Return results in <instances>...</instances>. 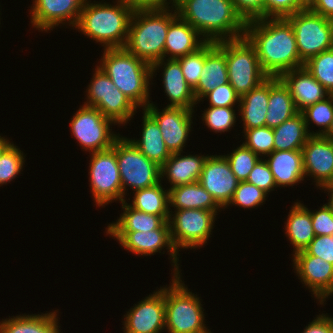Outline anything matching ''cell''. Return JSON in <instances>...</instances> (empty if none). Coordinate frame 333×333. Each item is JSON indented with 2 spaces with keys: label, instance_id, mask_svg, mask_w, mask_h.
Returning a JSON list of instances; mask_svg holds the SVG:
<instances>
[{
  "label": "cell",
  "instance_id": "cell-12",
  "mask_svg": "<svg viewBox=\"0 0 333 333\" xmlns=\"http://www.w3.org/2000/svg\"><path fill=\"white\" fill-rule=\"evenodd\" d=\"M115 123L106 118L98 109L82 105L71 118L72 135L86 151L97 152L112 148L119 137L110 130Z\"/></svg>",
  "mask_w": 333,
  "mask_h": 333
},
{
  "label": "cell",
  "instance_id": "cell-24",
  "mask_svg": "<svg viewBox=\"0 0 333 333\" xmlns=\"http://www.w3.org/2000/svg\"><path fill=\"white\" fill-rule=\"evenodd\" d=\"M199 35L200 33L195 28L177 16L169 24L164 46V58L170 54L169 59H178L197 51L207 42Z\"/></svg>",
  "mask_w": 333,
  "mask_h": 333
},
{
  "label": "cell",
  "instance_id": "cell-34",
  "mask_svg": "<svg viewBox=\"0 0 333 333\" xmlns=\"http://www.w3.org/2000/svg\"><path fill=\"white\" fill-rule=\"evenodd\" d=\"M133 203L128 204L130 207L145 212L161 216L165 221H169V190L162 187L161 183H157L151 187L135 191Z\"/></svg>",
  "mask_w": 333,
  "mask_h": 333
},
{
  "label": "cell",
  "instance_id": "cell-29",
  "mask_svg": "<svg viewBox=\"0 0 333 333\" xmlns=\"http://www.w3.org/2000/svg\"><path fill=\"white\" fill-rule=\"evenodd\" d=\"M169 206L182 209H202L218 213L221 208L212 195L197 181L190 184L169 188Z\"/></svg>",
  "mask_w": 333,
  "mask_h": 333
},
{
  "label": "cell",
  "instance_id": "cell-6",
  "mask_svg": "<svg viewBox=\"0 0 333 333\" xmlns=\"http://www.w3.org/2000/svg\"><path fill=\"white\" fill-rule=\"evenodd\" d=\"M179 276H173L165 287V329L169 333H212L204 324L200 298L185 287Z\"/></svg>",
  "mask_w": 333,
  "mask_h": 333
},
{
  "label": "cell",
  "instance_id": "cell-3",
  "mask_svg": "<svg viewBox=\"0 0 333 333\" xmlns=\"http://www.w3.org/2000/svg\"><path fill=\"white\" fill-rule=\"evenodd\" d=\"M116 3L96 4L86 0L75 28L105 49L124 48L134 10L125 0Z\"/></svg>",
  "mask_w": 333,
  "mask_h": 333
},
{
  "label": "cell",
  "instance_id": "cell-5",
  "mask_svg": "<svg viewBox=\"0 0 333 333\" xmlns=\"http://www.w3.org/2000/svg\"><path fill=\"white\" fill-rule=\"evenodd\" d=\"M170 11L169 9L134 11L124 48L150 65L164 59L169 24L178 16L176 9L174 12Z\"/></svg>",
  "mask_w": 333,
  "mask_h": 333
},
{
  "label": "cell",
  "instance_id": "cell-18",
  "mask_svg": "<svg viewBox=\"0 0 333 333\" xmlns=\"http://www.w3.org/2000/svg\"><path fill=\"white\" fill-rule=\"evenodd\" d=\"M295 270L301 282L311 289L320 304L333 294V264L320 257L309 255L305 250L293 255Z\"/></svg>",
  "mask_w": 333,
  "mask_h": 333
},
{
  "label": "cell",
  "instance_id": "cell-22",
  "mask_svg": "<svg viewBox=\"0 0 333 333\" xmlns=\"http://www.w3.org/2000/svg\"><path fill=\"white\" fill-rule=\"evenodd\" d=\"M279 78L288 87L298 112L330 95L304 66L285 72Z\"/></svg>",
  "mask_w": 333,
  "mask_h": 333
},
{
  "label": "cell",
  "instance_id": "cell-55",
  "mask_svg": "<svg viewBox=\"0 0 333 333\" xmlns=\"http://www.w3.org/2000/svg\"><path fill=\"white\" fill-rule=\"evenodd\" d=\"M323 136L333 141V119L331 121L330 127Z\"/></svg>",
  "mask_w": 333,
  "mask_h": 333
},
{
  "label": "cell",
  "instance_id": "cell-16",
  "mask_svg": "<svg viewBox=\"0 0 333 333\" xmlns=\"http://www.w3.org/2000/svg\"><path fill=\"white\" fill-rule=\"evenodd\" d=\"M125 333H159L165 329V287L153 292L124 315Z\"/></svg>",
  "mask_w": 333,
  "mask_h": 333
},
{
  "label": "cell",
  "instance_id": "cell-33",
  "mask_svg": "<svg viewBox=\"0 0 333 333\" xmlns=\"http://www.w3.org/2000/svg\"><path fill=\"white\" fill-rule=\"evenodd\" d=\"M274 151L302 150L310 134L301 112L273 129Z\"/></svg>",
  "mask_w": 333,
  "mask_h": 333
},
{
  "label": "cell",
  "instance_id": "cell-50",
  "mask_svg": "<svg viewBox=\"0 0 333 333\" xmlns=\"http://www.w3.org/2000/svg\"><path fill=\"white\" fill-rule=\"evenodd\" d=\"M134 11L137 10H168L170 6L168 4H173L171 7L176 8L177 0H125Z\"/></svg>",
  "mask_w": 333,
  "mask_h": 333
},
{
  "label": "cell",
  "instance_id": "cell-30",
  "mask_svg": "<svg viewBox=\"0 0 333 333\" xmlns=\"http://www.w3.org/2000/svg\"><path fill=\"white\" fill-rule=\"evenodd\" d=\"M143 111L142 137L140 140H130L143 155L161 167L171 153L166 147L157 122L145 110Z\"/></svg>",
  "mask_w": 333,
  "mask_h": 333
},
{
  "label": "cell",
  "instance_id": "cell-1",
  "mask_svg": "<svg viewBox=\"0 0 333 333\" xmlns=\"http://www.w3.org/2000/svg\"><path fill=\"white\" fill-rule=\"evenodd\" d=\"M245 36L254 45L264 73L280 77L303 67L291 23L286 18H258L246 22Z\"/></svg>",
  "mask_w": 333,
  "mask_h": 333
},
{
  "label": "cell",
  "instance_id": "cell-10",
  "mask_svg": "<svg viewBox=\"0 0 333 333\" xmlns=\"http://www.w3.org/2000/svg\"><path fill=\"white\" fill-rule=\"evenodd\" d=\"M92 77L87 89L88 100L83 105L98 109L115 124H127L135 115L137 107L113 84L99 66Z\"/></svg>",
  "mask_w": 333,
  "mask_h": 333
},
{
  "label": "cell",
  "instance_id": "cell-27",
  "mask_svg": "<svg viewBox=\"0 0 333 333\" xmlns=\"http://www.w3.org/2000/svg\"><path fill=\"white\" fill-rule=\"evenodd\" d=\"M269 94L270 77L240 97L238 106L244 131L265 126Z\"/></svg>",
  "mask_w": 333,
  "mask_h": 333
},
{
  "label": "cell",
  "instance_id": "cell-37",
  "mask_svg": "<svg viewBox=\"0 0 333 333\" xmlns=\"http://www.w3.org/2000/svg\"><path fill=\"white\" fill-rule=\"evenodd\" d=\"M301 113L304 117L308 133L310 132V130H308V125H310V121H312L316 126H322V130H319L317 133L310 132L309 134L323 136L330 127L333 119V94H330L324 100L308 106L302 110Z\"/></svg>",
  "mask_w": 333,
  "mask_h": 333
},
{
  "label": "cell",
  "instance_id": "cell-32",
  "mask_svg": "<svg viewBox=\"0 0 333 333\" xmlns=\"http://www.w3.org/2000/svg\"><path fill=\"white\" fill-rule=\"evenodd\" d=\"M56 313L9 317L0 322V333H60Z\"/></svg>",
  "mask_w": 333,
  "mask_h": 333
},
{
  "label": "cell",
  "instance_id": "cell-38",
  "mask_svg": "<svg viewBox=\"0 0 333 333\" xmlns=\"http://www.w3.org/2000/svg\"><path fill=\"white\" fill-rule=\"evenodd\" d=\"M223 156L228 160L232 172L240 182L247 180L249 173L261 159L243 144L234 149L231 154Z\"/></svg>",
  "mask_w": 333,
  "mask_h": 333
},
{
  "label": "cell",
  "instance_id": "cell-35",
  "mask_svg": "<svg viewBox=\"0 0 333 333\" xmlns=\"http://www.w3.org/2000/svg\"><path fill=\"white\" fill-rule=\"evenodd\" d=\"M123 214L115 222L109 224L106 231H150L158 229L165 220L161 216L138 211L128 205L126 200L121 202Z\"/></svg>",
  "mask_w": 333,
  "mask_h": 333
},
{
  "label": "cell",
  "instance_id": "cell-26",
  "mask_svg": "<svg viewBox=\"0 0 333 333\" xmlns=\"http://www.w3.org/2000/svg\"><path fill=\"white\" fill-rule=\"evenodd\" d=\"M208 156H181V152L171 154L160 167L161 179L166 176L170 188L199 181L203 164Z\"/></svg>",
  "mask_w": 333,
  "mask_h": 333
},
{
  "label": "cell",
  "instance_id": "cell-41",
  "mask_svg": "<svg viewBox=\"0 0 333 333\" xmlns=\"http://www.w3.org/2000/svg\"><path fill=\"white\" fill-rule=\"evenodd\" d=\"M233 107H213L209 106L202 114V120L207 127L216 133L229 131L236 122V114Z\"/></svg>",
  "mask_w": 333,
  "mask_h": 333
},
{
  "label": "cell",
  "instance_id": "cell-2",
  "mask_svg": "<svg viewBox=\"0 0 333 333\" xmlns=\"http://www.w3.org/2000/svg\"><path fill=\"white\" fill-rule=\"evenodd\" d=\"M175 9L207 42L245 36L246 21L232 0H177Z\"/></svg>",
  "mask_w": 333,
  "mask_h": 333
},
{
  "label": "cell",
  "instance_id": "cell-47",
  "mask_svg": "<svg viewBox=\"0 0 333 333\" xmlns=\"http://www.w3.org/2000/svg\"><path fill=\"white\" fill-rule=\"evenodd\" d=\"M310 213L315 236H331L333 234V211L331 208L324 204L316 212L310 211Z\"/></svg>",
  "mask_w": 333,
  "mask_h": 333
},
{
  "label": "cell",
  "instance_id": "cell-7",
  "mask_svg": "<svg viewBox=\"0 0 333 333\" xmlns=\"http://www.w3.org/2000/svg\"><path fill=\"white\" fill-rule=\"evenodd\" d=\"M225 57L228 81L240 97L268 78L254 45L246 36L225 40Z\"/></svg>",
  "mask_w": 333,
  "mask_h": 333
},
{
  "label": "cell",
  "instance_id": "cell-23",
  "mask_svg": "<svg viewBox=\"0 0 333 333\" xmlns=\"http://www.w3.org/2000/svg\"><path fill=\"white\" fill-rule=\"evenodd\" d=\"M166 59L157 61L151 65L152 78L153 74L162 65L163 70V86L166 96L169 97L170 104L166 107L185 108L194 110V105L197 104L193 90L187 84L183 75L181 66L176 59ZM164 63V64H163ZM154 72V73H153Z\"/></svg>",
  "mask_w": 333,
  "mask_h": 333
},
{
  "label": "cell",
  "instance_id": "cell-54",
  "mask_svg": "<svg viewBox=\"0 0 333 333\" xmlns=\"http://www.w3.org/2000/svg\"><path fill=\"white\" fill-rule=\"evenodd\" d=\"M9 140L3 138L0 136V154L3 152V150L10 144Z\"/></svg>",
  "mask_w": 333,
  "mask_h": 333
},
{
  "label": "cell",
  "instance_id": "cell-8",
  "mask_svg": "<svg viewBox=\"0 0 333 333\" xmlns=\"http://www.w3.org/2000/svg\"><path fill=\"white\" fill-rule=\"evenodd\" d=\"M112 148L116 151L122 202L127 186L137 191L161 182L160 166L143 155L130 139L119 136Z\"/></svg>",
  "mask_w": 333,
  "mask_h": 333
},
{
  "label": "cell",
  "instance_id": "cell-36",
  "mask_svg": "<svg viewBox=\"0 0 333 333\" xmlns=\"http://www.w3.org/2000/svg\"><path fill=\"white\" fill-rule=\"evenodd\" d=\"M303 66L329 94H333V48L311 57Z\"/></svg>",
  "mask_w": 333,
  "mask_h": 333
},
{
  "label": "cell",
  "instance_id": "cell-11",
  "mask_svg": "<svg viewBox=\"0 0 333 333\" xmlns=\"http://www.w3.org/2000/svg\"><path fill=\"white\" fill-rule=\"evenodd\" d=\"M170 213V237L174 248H197L209 240L216 213L202 209H182ZM173 216V217H172ZM172 220V221H171Z\"/></svg>",
  "mask_w": 333,
  "mask_h": 333
},
{
  "label": "cell",
  "instance_id": "cell-25",
  "mask_svg": "<svg viewBox=\"0 0 333 333\" xmlns=\"http://www.w3.org/2000/svg\"><path fill=\"white\" fill-rule=\"evenodd\" d=\"M267 157L277 187L294 186L304 180L302 150L273 151Z\"/></svg>",
  "mask_w": 333,
  "mask_h": 333
},
{
  "label": "cell",
  "instance_id": "cell-39",
  "mask_svg": "<svg viewBox=\"0 0 333 333\" xmlns=\"http://www.w3.org/2000/svg\"><path fill=\"white\" fill-rule=\"evenodd\" d=\"M23 152L10 143L0 154V186L7 184L20 173L24 164Z\"/></svg>",
  "mask_w": 333,
  "mask_h": 333
},
{
  "label": "cell",
  "instance_id": "cell-13",
  "mask_svg": "<svg viewBox=\"0 0 333 333\" xmlns=\"http://www.w3.org/2000/svg\"><path fill=\"white\" fill-rule=\"evenodd\" d=\"M89 180L92 196L100 207L119 199L122 202V184L113 148L91 152Z\"/></svg>",
  "mask_w": 333,
  "mask_h": 333
},
{
  "label": "cell",
  "instance_id": "cell-4",
  "mask_svg": "<svg viewBox=\"0 0 333 333\" xmlns=\"http://www.w3.org/2000/svg\"><path fill=\"white\" fill-rule=\"evenodd\" d=\"M100 69L113 84L136 106L145 109L149 101L151 65L128 52L125 48L105 49Z\"/></svg>",
  "mask_w": 333,
  "mask_h": 333
},
{
  "label": "cell",
  "instance_id": "cell-40",
  "mask_svg": "<svg viewBox=\"0 0 333 333\" xmlns=\"http://www.w3.org/2000/svg\"><path fill=\"white\" fill-rule=\"evenodd\" d=\"M244 146L251 149L258 156L269 155L274 151V132L273 129L264 126L245 130Z\"/></svg>",
  "mask_w": 333,
  "mask_h": 333
},
{
  "label": "cell",
  "instance_id": "cell-45",
  "mask_svg": "<svg viewBox=\"0 0 333 333\" xmlns=\"http://www.w3.org/2000/svg\"><path fill=\"white\" fill-rule=\"evenodd\" d=\"M204 98H208L209 106L213 107H234V105L240 102V96L230 83L217 86L215 89L205 94L202 99Z\"/></svg>",
  "mask_w": 333,
  "mask_h": 333
},
{
  "label": "cell",
  "instance_id": "cell-31",
  "mask_svg": "<svg viewBox=\"0 0 333 333\" xmlns=\"http://www.w3.org/2000/svg\"><path fill=\"white\" fill-rule=\"evenodd\" d=\"M285 224V234L295 247L294 254L304 250L315 238L310 210L300 202L292 206Z\"/></svg>",
  "mask_w": 333,
  "mask_h": 333
},
{
  "label": "cell",
  "instance_id": "cell-43",
  "mask_svg": "<svg viewBox=\"0 0 333 333\" xmlns=\"http://www.w3.org/2000/svg\"><path fill=\"white\" fill-rule=\"evenodd\" d=\"M308 8V0H264L263 18H286Z\"/></svg>",
  "mask_w": 333,
  "mask_h": 333
},
{
  "label": "cell",
  "instance_id": "cell-28",
  "mask_svg": "<svg viewBox=\"0 0 333 333\" xmlns=\"http://www.w3.org/2000/svg\"><path fill=\"white\" fill-rule=\"evenodd\" d=\"M297 113L288 87L279 77H270V94L265 126L274 129Z\"/></svg>",
  "mask_w": 333,
  "mask_h": 333
},
{
  "label": "cell",
  "instance_id": "cell-42",
  "mask_svg": "<svg viewBox=\"0 0 333 333\" xmlns=\"http://www.w3.org/2000/svg\"><path fill=\"white\" fill-rule=\"evenodd\" d=\"M266 194V192L257 186L247 181H242L237 185L232 199L227 206L232 204L243 208H255L265 202Z\"/></svg>",
  "mask_w": 333,
  "mask_h": 333
},
{
  "label": "cell",
  "instance_id": "cell-46",
  "mask_svg": "<svg viewBox=\"0 0 333 333\" xmlns=\"http://www.w3.org/2000/svg\"><path fill=\"white\" fill-rule=\"evenodd\" d=\"M246 181L262 189L267 194L268 192L274 190V187H277L273 178V174L267 162L265 159H262V157L249 173Z\"/></svg>",
  "mask_w": 333,
  "mask_h": 333
},
{
  "label": "cell",
  "instance_id": "cell-44",
  "mask_svg": "<svg viewBox=\"0 0 333 333\" xmlns=\"http://www.w3.org/2000/svg\"><path fill=\"white\" fill-rule=\"evenodd\" d=\"M182 69L187 84L193 90L201 77L204 65V45L197 51L176 59Z\"/></svg>",
  "mask_w": 333,
  "mask_h": 333
},
{
  "label": "cell",
  "instance_id": "cell-9",
  "mask_svg": "<svg viewBox=\"0 0 333 333\" xmlns=\"http://www.w3.org/2000/svg\"><path fill=\"white\" fill-rule=\"evenodd\" d=\"M286 19L291 23L300 60L333 48V20L312 12L309 8L298 11Z\"/></svg>",
  "mask_w": 333,
  "mask_h": 333
},
{
  "label": "cell",
  "instance_id": "cell-48",
  "mask_svg": "<svg viewBox=\"0 0 333 333\" xmlns=\"http://www.w3.org/2000/svg\"><path fill=\"white\" fill-rule=\"evenodd\" d=\"M304 250L309 255L320 257L333 264V234L331 236H315Z\"/></svg>",
  "mask_w": 333,
  "mask_h": 333
},
{
  "label": "cell",
  "instance_id": "cell-53",
  "mask_svg": "<svg viewBox=\"0 0 333 333\" xmlns=\"http://www.w3.org/2000/svg\"><path fill=\"white\" fill-rule=\"evenodd\" d=\"M322 190L325 188V191L327 190V192H329L330 194V198H329V202L327 203V205L331 208V210L333 211V183L331 184H327L324 185L323 187H321Z\"/></svg>",
  "mask_w": 333,
  "mask_h": 333
},
{
  "label": "cell",
  "instance_id": "cell-20",
  "mask_svg": "<svg viewBox=\"0 0 333 333\" xmlns=\"http://www.w3.org/2000/svg\"><path fill=\"white\" fill-rule=\"evenodd\" d=\"M86 0H35L31 8L32 26L41 31H49L54 26L65 24L75 27Z\"/></svg>",
  "mask_w": 333,
  "mask_h": 333
},
{
  "label": "cell",
  "instance_id": "cell-49",
  "mask_svg": "<svg viewBox=\"0 0 333 333\" xmlns=\"http://www.w3.org/2000/svg\"><path fill=\"white\" fill-rule=\"evenodd\" d=\"M237 12L247 22L250 20L263 18L264 0H232Z\"/></svg>",
  "mask_w": 333,
  "mask_h": 333
},
{
  "label": "cell",
  "instance_id": "cell-19",
  "mask_svg": "<svg viewBox=\"0 0 333 333\" xmlns=\"http://www.w3.org/2000/svg\"><path fill=\"white\" fill-rule=\"evenodd\" d=\"M305 176L314 177L320 188L333 183V141L322 135H310L302 148Z\"/></svg>",
  "mask_w": 333,
  "mask_h": 333
},
{
  "label": "cell",
  "instance_id": "cell-51",
  "mask_svg": "<svg viewBox=\"0 0 333 333\" xmlns=\"http://www.w3.org/2000/svg\"><path fill=\"white\" fill-rule=\"evenodd\" d=\"M303 333H333V318L323 313L317 315V318L305 327Z\"/></svg>",
  "mask_w": 333,
  "mask_h": 333
},
{
  "label": "cell",
  "instance_id": "cell-52",
  "mask_svg": "<svg viewBox=\"0 0 333 333\" xmlns=\"http://www.w3.org/2000/svg\"><path fill=\"white\" fill-rule=\"evenodd\" d=\"M308 8L316 14L333 20V0H308Z\"/></svg>",
  "mask_w": 333,
  "mask_h": 333
},
{
  "label": "cell",
  "instance_id": "cell-15",
  "mask_svg": "<svg viewBox=\"0 0 333 333\" xmlns=\"http://www.w3.org/2000/svg\"><path fill=\"white\" fill-rule=\"evenodd\" d=\"M145 110L158 124L162 138L171 154L183 151L191 131L193 110L165 107L162 112L150 103ZM160 111V112H159Z\"/></svg>",
  "mask_w": 333,
  "mask_h": 333
},
{
  "label": "cell",
  "instance_id": "cell-17",
  "mask_svg": "<svg viewBox=\"0 0 333 333\" xmlns=\"http://www.w3.org/2000/svg\"><path fill=\"white\" fill-rule=\"evenodd\" d=\"M198 182L212 195L221 209H225L240 181L223 155H208Z\"/></svg>",
  "mask_w": 333,
  "mask_h": 333
},
{
  "label": "cell",
  "instance_id": "cell-21",
  "mask_svg": "<svg viewBox=\"0 0 333 333\" xmlns=\"http://www.w3.org/2000/svg\"><path fill=\"white\" fill-rule=\"evenodd\" d=\"M228 81V70L225 57V40L219 42H206L204 44V65L200 80L193 89L197 103L202 97L215 89L225 85Z\"/></svg>",
  "mask_w": 333,
  "mask_h": 333
},
{
  "label": "cell",
  "instance_id": "cell-14",
  "mask_svg": "<svg viewBox=\"0 0 333 333\" xmlns=\"http://www.w3.org/2000/svg\"><path fill=\"white\" fill-rule=\"evenodd\" d=\"M107 235L116 238L121 246L137 255H154L160 252L163 247H167L170 257L174 264V276H179V264L177 258V250L174 248L170 237V225L165 221L158 229L150 231H107Z\"/></svg>",
  "mask_w": 333,
  "mask_h": 333
}]
</instances>
